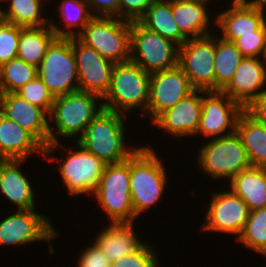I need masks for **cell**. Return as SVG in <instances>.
<instances>
[{"label":"cell","mask_w":266,"mask_h":267,"mask_svg":"<svg viewBox=\"0 0 266 267\" xmlns=\"http://www.w3.org/2000/svg\"><path fill=\"white\" fill-rule=\"evenodd\" d=\"M60 140L58 143L49 144L44 148V159H46L50 165L56 162V170L59 173L60 181L64 183V187L67 189L68 195L72 198H78L79 195L88 194L87 197L93 195L98 187L101 176L104 172L106 163L97 158L92 153L86 151L77 141H75V148L66 147ZM64 145V146H62ZM64 149L61 151H67L65 158L60 159L58 156H51L57 149ZM69 148L70 150H68ZM67 149V150H66ZM69 151V152H68ZM64 159V160H63Z\"/></svg>","instance_id":"6da1fadb"},{"label":"cell","mask_w":266,"mask_h":267,"mask_svg":"<svg viewBox=\"0 0 266 267\" xmlns=\"http://www.w3.org/2000/svg\"><path fill=\"white\" fill-rule=\"evenodd\" d=\"M164 164L151 145H141L130 156V193L137 218L162 202L168 186Z\"/></svg>","instance_id":"7a4b0ae2"},{"label":"cell","mask_w":266,"mask_h":267,"mask_svg":"<svg viewBox=\"0 0 266 267\" xmlns=\"http://www.w3.org/2000/svg\"><path fill=\"white\" fill-rule=\"evenodd\" d=\"M125 119L124 114L103 109L77 142L106 164L126 161L140 146L128 145L131 143L126 139Z\"/></svg>","instance_id":"3957f363"},{"label":"cell","mask_w":266,"mask_h":267,"mask_svg":"<svg viewBox=\"0 0 266 267\" xmlns=\"http://www.w3.org/2000/svg\"><path fill=\"white\" fill-rule=\"evenodd\" d=\"M103 109L102 97L91 92L78 90L55 97L49 114L50 144L60 142L58 138L77 141Z\"/></svg>","instance_id":"277c9868"},{"label":"cell","mask_w":266,"mask_h":267,"mask_svg":"<svg viewBox=\"0 0 266 267\" xmlns=\"http://www.w3.org/2000/svg\"><path fill=\"white\" fill-rule=\"evenodd\" d=\"M149 90L150 74L138 64L132 61L115 63L109 90L102 98L104 109L126 116L137 109V111L141 110L140 115H145L149 102Z\"/></svg>","instance_id":"5b68a950"},{"label":"cell","mask_w":266,"mask_h":267,"mask_svg":"<svg viewBox=\"0 0 266 267\" xmlns=\"http://www.w3.org/2000/svg\"><path fill=\"white\" fill-rule=\"evenodd\" d=\"M198 151L197 170L209 179L231 180L241 171L252 167L239 134L235 131L223 137L207 139ZM209 175V176H208Z\"/></svg>","instance_id":"8992f818"},{"label":"cell","mask_w":266,"mask_h":267,"mask_svg":"<svg viewBox=\"0 0 266 267\" xmlns=\"http://www.w3.org/2000/svg\"><path fill=\"white\" fill-rule=\"evenodd\" d=\"M92 197L98 202L108 223H134L135 216L130 193V157L123 162L106 164L98 187Z\"/></svg>","instance_id":"52a82bcc"},{"label":"cell","mask_w":266,"mask_h":267,"mask_svg":"<svg viewBox=\"0 0 266 267\" xmlns=\"http://www.w3.org/2000/svg\"><path fill=\"white\" fill-rule=\"evenodd\" d=\"M76 37L114 63L130 61L129 21L117 17L94 16Z\"/></svg>","instance_id":"ba28073f"},{"label":"cell","mask_w":266,"mask_h":267,"mask_svg":"<svg viewBox=\"0 0 266 267\" xmlns=\"http://www.w3.org/2000/svg\"><path fill=\"white\" fill-rule=\"evenodd\" d=\"M37 76L54 97L79 90L72 37H57L51 43L37 67Z\"/></svg>","instance_id":"9c48e42d"},{"label":"cell","mask_w":266,"mask_h":267,"mask_svg":"<svg viewBox=\"0 0 266 267\" xmlns=\"http://www.w3.org/2000/svg\"><path fill=\"white\" fill-rule=\"evenodd\" d=\"M37 209L16 210L0 221V246H28L46 242L49 252H55L52 241L60 235L51 223L50 217L40 214Z\"/></svg>","instance_id":"30bf717a"},{"label":"cell","mask_w":266,"mask_h":267,"mask_svg":"<svg viewBox=\"0 0 266 267\" xmlns=\"http://www.w3.org/2000/svg\"><path fill=\"white\" fill-rule=\"evenodd\" d=\"M179 46L173 41L131 22L130 61L149 74L168 70L178 65Z\"/></svg>","instance_id":"8fae6325"},{"label":"cell","mask_w":266,"mask_h":267,"mask_svg":"<svg viewBox=\"0 0 266 267\" xmlns=\"http://www.w3.org/2000/svg\"><path fill=\"white\" fill-rule=\"evenodd\" d=\"M215 33L187 39L178 49V66L196 90L215 91Z\"/></svg>","instance_id":"7c38bea8"},{"label":"cell","mask_w":266,"mask_h":267,"mask_svg":"<svg viewBox=\"0 0 266 267\" xmlns=\"http://www.w3.org/2000/svg\"><path fill=\"white\" fill-rule=\"evenodd\" d=\"M211 195L200 231L231 234L237 240L249 217L248 205L231 189Z\"/></svg>","instance_id":"4fadbf2b"},{"label":"cell","mask_w":266,"mask_h":267,"mask_svg":"<svg viewBox=\"0 0 266 267\" xmlns=\"http://www.w3.org/2000/svg\"><path fill=\"white\" fill-rule=\"evenodd\" d=\"M244 108L221 91L202 90V113L196 137H223L236 131V124Z\"/></svg>","instance_id":"5bb4252c"},{"label":"cell","mask_w":266,"mask_h":267,"mask_svg":"<svg viewBox=\"0 0 266 267\" xmlns=\"http://www.w3.org/2000/svg\"><path fill=\"white\" fill-rule=\"evenodd\" d=\"M227 4L220 12L212 14V17L216 16L215 29L219 32L216 34L222 39L234 42L242 35L259 31L266 24V7L258 0H231Z\"/></svg>","instance_id":"9a60e30c"},{"label":"cell","mask_w":266,"mask_h":267,"mask_svg":"<svg viewBox=\"0 0 266 267\" xmlns=\"http://www.w3.org/2000/svg\"><path fill=\"white\" fill-rule=\"evenodd\" d=\"M196 89L189 77L177 65L168 70L150 74V90L147 113L142 115L152 123L165 110L175 106L180 100Z\"/></svg>","instance_id":"2e32d148"},{"label":"cell","mask_w":266,"mask_h":267,"mask_svg":"<svg viewBox=\"0 0 266 267\" xmlns=\"http://www.w3.org/2000/svg\"><path fill=\"white\" fill-rule=\"evenodd\" d=\"M72 48L76 59L79 90L103 98L109 90L115 63L82 43L77 37H72Z\"/></svg>","instance_id":"e0dca14e"},{"label":"cell","mask_w":266,"mask_h":267,"mask_svg":"<svg viewBox=\"0 0 266 267\" xmlns=\"http://www.w3.org/2000/svg\"><path fill=\"white\" fill-rule=\"evenodd\" d=\"M202 113V90H195L161 113L151 125L176 138L195 137Z\"/></svg>","instance_id":"ac0fdd59"},{"label":"cell","mask_w":266,"mask_h":267,"mask_svg":"<svg viewBox=\"0 0 266 267\" xmlns=\"http://www.w3.org/2000/svg\"><path fill=\"white\" fill-rule=\"evenodd\" d=\"M0 112L28 131L44 148L50 144L49 114L15 93L0 94Z\"/></svg>","instance_id":"d6986e66"},{"label":"cell","mask_w":266,"mask_h":267,"mask_svg":"<svg viewBox=\"0 0 266 267\" xmlns=\"http://www.w3.org/2000/svg\"><path fill=\"white\" fill-rule=\"evenodd\" d=\"M265 89L266 60L264 58L244 57L234 76L221 92L244 108Z\"/></svg>","instance_id":"ffe728a7"},{"label":"cell","mask_w":266,"mask_h":267,"mask_svg":"<svg viewBox=\"0 0 266 267\" xmlns=\"http://www.w3.org/2000/svg\"><path fill=\"white\" fill-rule=\"evenodd\" d=\"M26 160H0V192L17 210L37 209L32 181L22 171Z\"/></svg>","instance_id":"44dd1931"},{"label":"cell","mask_w":266,"mask_h":267,"mask_svg":"<svg viewBox=\"0 0 266 267\" xmlns=\"http://www.w3.org/2000/svg\"><path fill=\"white\" fill-rule=\"evenodd\" d=\"M37 153L44 157V147L28 131L0 112V160H29Z\"/></svg>","instance_id":"7402d4cb"},{"label":"cell","mask_w":266,"mask_h":267,"mask_svg":"<svg viewBox=\"0 0 266 267\" xmlns=\"http://www.w3.org/2000/svg\"><path fill=\"white\" fill-rule=\"evenodd\" d=\"M210 4L204 1L172 0L173 19L188 39L200 38L213 33V30L209 28L212 25L216 26V21H214L216 16L211 17Z\"/></svg>","instance_id":"603a6c76"},{"label":"cell","mask_w":266,"mask_h":267,"mask_svg":"<svg viewBox=\"0 0 266 267\" xmlns=\"http://www.w3.org/2000/svg\"><path fill=\"white\" fill-rule=\"evenodd\" d=\"M134 224L136 223H108L107 227L94 235L96 238L92 241L110 257L112 262L118 261L145 243L137 235L139 232H135L137 230L136 228L134 230Z\"/></svg>","instance_id":"cb8c5ba5"},{"label":"cell","mask_w":266,"mask_h":267,"mask_svg":"<svg viewBox=\"0 0 266 267\" xmlns=\"http://www.w3.org/2000/svg\"><path fill=\"white\" fill-rule=\"evenodd\" d=\"M227 183L228 188L248 205L249 211L266 207V167H250Z\"/></svg>","instance_id":"d4e9b609"},{"label":"cell","mask_w":266,"mask_h":267,"mask_svg":"<svg viewBox=\"0 0 266 267\" xmlns=\"http://www.w3.org/2000/svg\"><path fill=\"white\" fill-rule=\"evenodd\" d=\"M44 4L43 0H0V18L23 28L47 26L50 18L43 15Z\"/></svg>","instance_id":"484cf974"},{"label":"cell","mask_w":266,"mask_h":267,"mask_svg":"<svg viewBox=\"0 0 266 267\" xmlns=\"http://www.w3.org/2000/svg\"><path fill=\"white\" fill-rule=\"evenodd\" d=\"M252 167H266V125L255 121L243 111L236 124Z\"/></svg>","instance_id":"4316f807"},{"label":"cell","mask_w":266,"mask_h":267,"mask_svg":"<svg viewBox=\"0 0 266 267\" xmlns=\"http://www.w3.org/2000/svg\"><path fill=\"white\" fill-rule=\"evenodd\" d=\"M139 22L147 29L181 46L188 38L180 31L172 16V0H157Z\"/></svg>","instance_id":"83f0119b"},{"label":"cell","mask_w":266,"mask_h":267,"mask_svg":"<svg viewBox=\"0 0 266 267\" xmlns=\"http://www.w3.org/2000/svg\"><path fill=\"white\" fill-rule=\"evenodd\" d=\"M57 38L50 25L20 27L17 58L38 67L48 47Z\"/></svg>","instance_id":"f1b7e54d"},{"label":"cell","mask_w":266,"mask_h":267,"mask_svg":"<svg viewBox=\"0 0 266 267\" xmlns=\"http://www.w3.org/2000/svg\"><path fill=\"white\" fill-rule=\"evenodd\" d=\"M58 21L62 22L64 27L50 20V26L57 37H76L88 22L94 17L90 12L89 6L85 0H60Z\"/></svg>","instance_id":"f546056e"},{"label":"cell","mask_w":266,"mask_h":267,"mask_svg":"<svg viewBox=\"0 0 266 267\" xmlns=\"http://www.w3.org/2000/svg\"><path fill=\"white\" fill-rule=\"evenodd\" d=\"M243 58L233 42L224 40L215 33V91H221L230 82Z\"/></svg>","instance_id":"4dcf8cb0"},{"label":"cell","mask_w":266,"mask_h":267,"mask_svg":"<svg viewBox=\"0 0 266 267\" xmlns=\"http://www.w3.org/2000/svg\"><path fill=\"white\" fill-rule=\"evenodd\" d=\"M37 77V67L14 58L0 66V94L15 93Z\"/></svg>","instance_id":"1f68e13d"},{"label":"cell","mask_w":266,"mask_h":267,"mask_svg":"<svg viewBox=\"0 0 266 267\" xmlns=\"http://www.w3.org/2000/svg\"><path fill=\"white\" fill-rule=\"evenodd\" d=\"M236 242L260 255L266 251V207L249 212L246 226Z\"/></svg>","instance_id":"d6a6232c"},{"label":"cell","mask_w":266,"mask_h":267,"mask_svg":"<svg viewBox=\"0 0 266 267\" xmlns=\"http://www.w3.org/2000/svg\"><path fill=\"white\" fill-rule=\"evenodd\" d=\"M15 94L50 114L55 97L38 76L21 87Z\"/></svg>","instance_id":"836d02e7"},{"label":"cell","mask_w":266,"mask_h":267,"mask_svg":"<svg viewBox=\"0 0 266 267\" xmlns=\"http://www.w3.org/2000/svg\"><path fill=\"white\" fill-rule=\"evenodd\" d=\"M20 26L0 18V66L17 58Z\"/></svg>","instance_id":"e575fe53"},{"label":"cell","mask_w":266,"mask_h":267,"mask_svg":"<svg viewBox=\"0 0 266 267\" xmlns=\"http://www.w3.org/2000/svg\"><path fill=\"white\" fill-rule=\"evenodd\" d=\"M146 242L136 251L112 262L111 267H161L158 252L153 245Z\"/></svg>","instance_id":"d590c367"},{"label":"cell","mask_w":266,"mask_h":267,"mask_svg":"<svg viewBox=\"0 0 266 267\" xmlns=\"http://www.w3.org/2000/svg\"><path fill=\"white\" fill-rule=\"evenodd\" d=\"M233 43L244 57L263 58L266 49V24L259 31L242 35Z\"/></svg>","instance_id":"8d00e7d4"},{"label":"cell","mask_w":266,"mask_h":267,"mask_svg":"<svg viewBox=\"0 0 266 267\" xmlns=\"http://www.w3.org/2000/svg\"><path fill=\"white\" fill-rule=\"evenodd\" d=\"M89 247L80 252L75 267H111L112 261L106 254L92 241Z\"/></svg>","instance_id":"74e56055"},{"label":"cell","mask_w":266,"mask_h":267,"mask_svg":"<svg viewBox=\"0 0 266 267\" xmlns=\"http://www.w3.org/2000/svg\"><path fill=\"white\" fill-rule=\"evenodd\" d=\"M157 0H119V18L129 22L139 21L146 10Z\"/></svg>","instance_id":"f35d334b"},{"label":"cell","mask_w":266,"mask_h":267,"mask_svg":"<svg viewBox=\"0 0 266 267\" xmlns=\"http://www.w3.org/2000/svg\"><path fill=\"white\" fill-rule=\"evenodd\" d=\"M93 16L119 18V0H85Z\"/></svg>","instance_id":"ab89813d"},{"label":"cell","mask_w":266,"mask_h":267,"mask_svg":"<svg viewBox=\"0 0 266 267\" xmlns=\"http://www.w3.org/2000/svg\"><path fill=\"white\" fill-rule=\"evenodd\" d=\"M244 111L255 121L266 125V89L248 103Z\"/></svg>","instance_id":"60d3db41"},{"label":"cell","mask_w":266,"mask_h":267,"mask_svg":"<svg viewBox=\"0 0 266 267\" xmlns=\"http://www.w3.org/2000/svg\"><path fill=\"white\" fill-rule=\"evenodd\" d=\"M192 1H204V2H207V3H214V1L216 2L217 0H192ZM220 2V0H219Z\"/></svg>","instance_id":"b9f144b4"},{"label":"cell","mask_w":266,"mask_h":267,"mask_svg":"<svg viewBox=\"0 0 266 267\" xmlns=\"http://www.w3.org/2000/svg\"><path fill=\"white\" fill-rule=\"evenodd\" d=\"M264 7H266V0H258Z\"/></svg>","instance_id":"7bdbcfd3"},{"label":"cell","mask_w":266,"mask_h":267,"mask_svg":"<svg viewBox=\"0 0 266 267\" xmlns=\"http://www.w3.org/2000/svg\"><path fill=\"white\" fill-rule=\"evenodd\" d=\"M263 58L266 60V49H265V53H264Z\"/></svg>","instance_id":"ee69618b"},{"label":"cell","mask_w":266,"mask_h":267,"mask_svg":"<svg viewBox=\"0 0 266 267\" xmlns=\"http://www.w3.org/2000/svg\"><path fill=\"white\" fill-rule=\"evenodd\" d=\"M263 257H266V251L264 253H262Z\"/></svg>","instance_id":"f6af8a7d"}]
</instances>
